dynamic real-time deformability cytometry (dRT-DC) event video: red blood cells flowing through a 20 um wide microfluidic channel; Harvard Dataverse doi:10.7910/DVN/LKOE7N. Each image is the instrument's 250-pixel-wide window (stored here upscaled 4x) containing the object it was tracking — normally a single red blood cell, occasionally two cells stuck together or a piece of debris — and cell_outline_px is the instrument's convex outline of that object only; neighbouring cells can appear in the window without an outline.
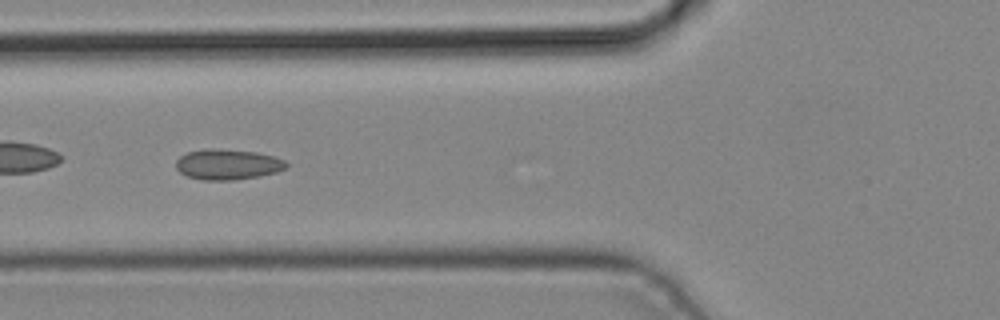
{"species": "common noctule bat (a hibernating species)", "species_latin": "Nyctalus noctula", "temperature_condition": "cold", "stored_images_in_passage": 5, "camera_frame_rate_fps": 3000, "um_per_image_px": 0.085, "animal": {"sex": "male", "body_mass_g": 19.2, "forearm_length_mm": 51.8}, "frame": {"image": 1, "passage_image": 5, "time_ms": 1.333, "image_size_px": [1000, 320], "cell_outline_px": [[288, 164], [284, 168], [276, 172], [260, 176], [236, 180], [204, 180], [188, 176], [180, 172], [176, 168], [176, 160], [180, 156], [188, 152], [208, 148], [212, 148], [256, 152], [272, 156], [284, 160]], "centroid_in_image_um": [19.33, 13.98], "position_along_channel_um": 106.5, "area_um2": 19.48}}